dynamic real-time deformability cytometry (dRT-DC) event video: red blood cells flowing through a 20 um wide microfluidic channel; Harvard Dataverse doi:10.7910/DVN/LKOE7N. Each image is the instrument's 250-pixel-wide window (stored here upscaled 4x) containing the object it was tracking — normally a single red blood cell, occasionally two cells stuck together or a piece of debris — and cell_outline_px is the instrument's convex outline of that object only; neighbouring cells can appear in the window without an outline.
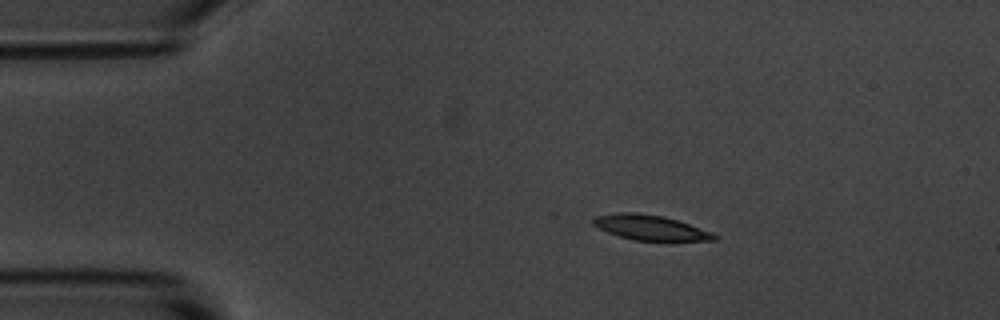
{"species": "common noctule bat (a hibernating species)", "species_latin": "Nyctalus noctula", "temperature_condition": "room temperature", "stored_images_in_passage": 47, "camera_frame_rate_fps": 3000, "um_per_image_px": 0.085, "animal": {"sex": "male", "body_mass_g": 20.1, "forearm_length_mm": 53.5}, "frame": {"image": 1, "passage_image": 1, "time_ms": 0.0, "image_size_px": [1000, 320], "cell_outline_px": [[720, 236], [716, 240], [636, 240], [620, 236], [608, 232], [592, 224], [592, 220], [596, 216], [616, 212], [636, 212], [664, 216], [680, 220], [712, 232]], "centroid_in_image_um": [55.31, 19.32], "position_along_channel_um": 29.7, "area_um2": 17.63}}
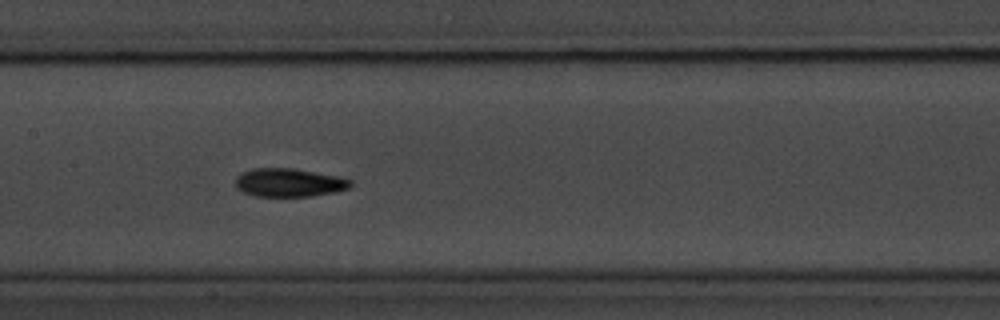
{"frame": {"image": 2, "passage_image": 18, "time_ms": 5.667, "image_size_px": [1000, 320], "cell_outline_px": [[352, 184], [348, 188], [332, 192], [312, 196], [256, 196], [244, 192], [236, 188], [236, 176], [252, 168], [296, 168], [340, 176], [352, 180]], "centroid_in_image_um": [24.58, 15.5], "position_along_channel_um": 182.8, "area_um2": 19.07}}
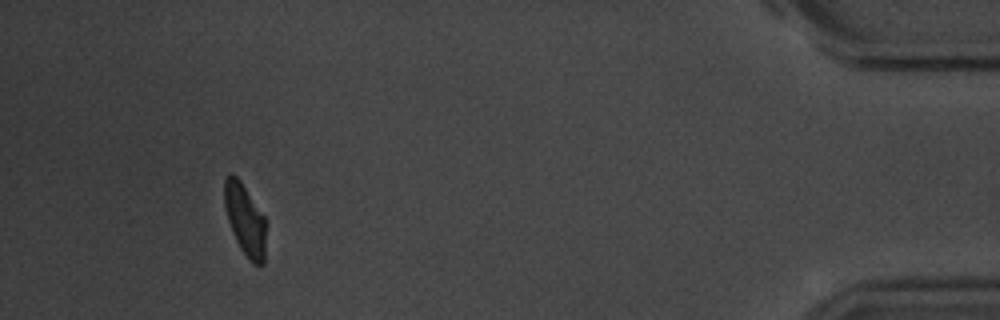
{"frame": {"image": 3, "passage_image": 43, "time_ms": 14.0, "image_size_px": [1000, 320], "cell_outline_px": [[264, 264], [252, 264], [248, 260], [240, 248], [232, 232], [228, 220], [224, 204], [224, 180], [228, 172], [232, 172], [240, 180], [264, 216]], "centroid_in_image_um": [20.79, 18.64], "position_along_channel_um": 414.4, "area_um2": 17.11}, "authors_computed_cell_mechanics": {"area_um2": 18.4382, "velocity_mm_per_s": 3.5755, "shape_relaxation_time_tau1_ms": 3.2263, "shape_relaxation_time_tau2_ms": 3.6239, "deformation_change_tau1": 0.1372, "deformation_change_tau2": 0.0899}}